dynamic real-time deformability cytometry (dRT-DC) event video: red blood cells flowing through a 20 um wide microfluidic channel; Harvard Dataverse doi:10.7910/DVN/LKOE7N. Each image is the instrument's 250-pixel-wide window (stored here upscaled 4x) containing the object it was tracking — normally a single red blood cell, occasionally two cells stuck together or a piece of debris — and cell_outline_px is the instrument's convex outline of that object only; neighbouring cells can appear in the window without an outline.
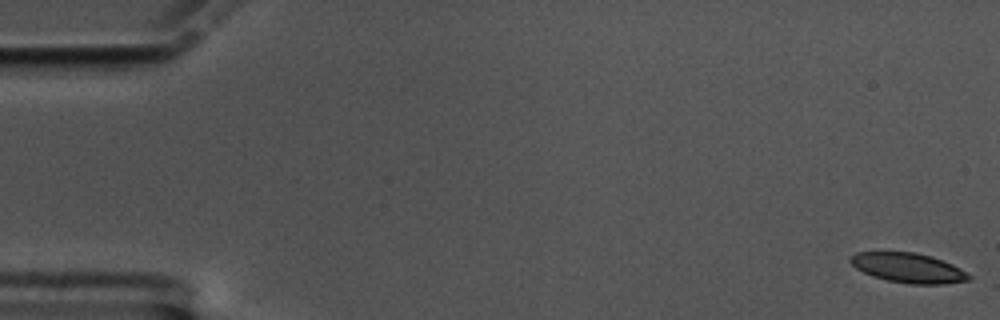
{"species": "common noctule bat (a hibernating species)", "species_latin": "Nyctalus noctula", "temperature_condition": "cold", "stored_images_in_passage": 60, "camera_frame_rate_fps": 3000, "um_per_image_px": 0.085, "animal": {"sex": "male", "body_mass_g": 17.5, "forearm_length_mm": 52.3}, "frame": {"image": 1, "passage_image": 1, "time_ms": 0.0, "image_size_px": [1000, 320], "cell_outline_px": [[972, 280], [940, 284], [908, 284], [888, 280], [872, 276], [856, 268], [848, 260], [856, 252], [916, 252], [932, 256], [952, 264], [960, 268], [972, 276]], "centroid_in_image_um": [77.23, 22.77], "position_along_channel_um": 7.8, "area_um2": 20.52}}
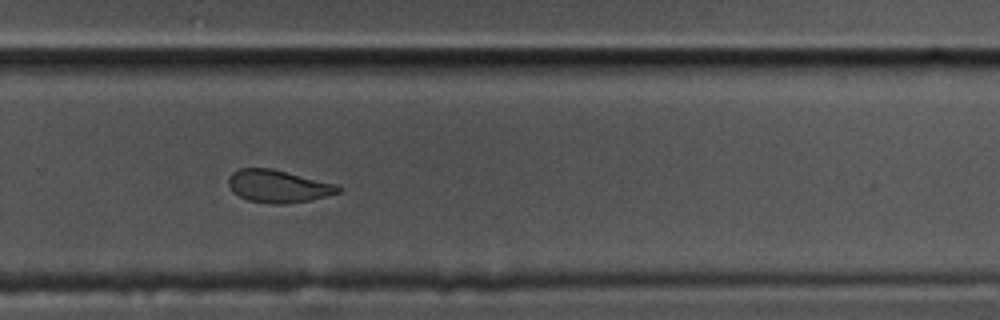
{"frame": {"image": 2, "passage_image": 40, "time_ms": 13.0, "image_size_px": [1000, 320], "cell_outline_px": [[344, 188], [340, 192], [308, 200], [288, 204], [272, 204], [248, 200], [232, 192], [228, 184], [228, 176], [232, 172], [240, 168], [272, 168], [340, 184]], "centroid_in_image_um": [23.67, 15.82], "position_along_channel_um": 306.1, "area_um2": 21.15}}
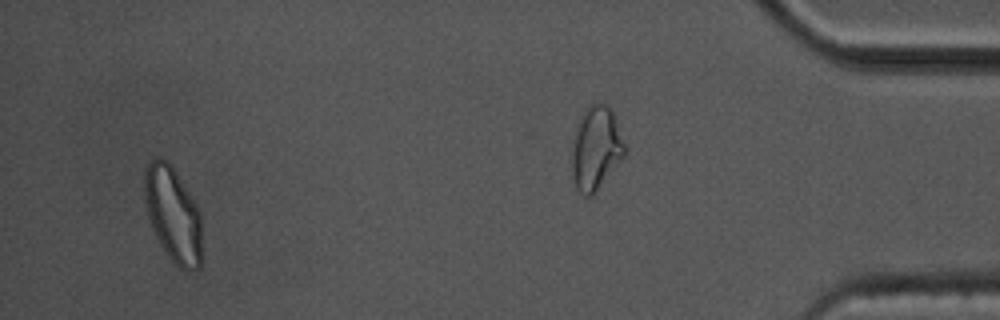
{"frame": {"image": 3, "passage_image": 57, "time_ms": 18.667, "image_size_px": [1000, 320], "cell_outline_px": [[200, 268], [188, 272], [180, 268], [168, 256], [160, 244], [152, 228], [148, 216], [144, 200], [144, 168], [156, 156], [160, 156], [168, 160], [188, 192], [200, 212]], "centroid_in_image_um": [14.67, 18.21], "position_along_channel_um": 420.5, "area_um2": 31.62}, "authors_computed_cell_mechanics": {"area_um2": 22.0218, "velocity_mm_per_s": 3.3842, "shape_relaxation_time_tau1_ms": null, "shape_relaxation_time_tau2_ms": 3.1611, "deformation_change_tau1": null, "deformation_change_tau2": 0.0881}}